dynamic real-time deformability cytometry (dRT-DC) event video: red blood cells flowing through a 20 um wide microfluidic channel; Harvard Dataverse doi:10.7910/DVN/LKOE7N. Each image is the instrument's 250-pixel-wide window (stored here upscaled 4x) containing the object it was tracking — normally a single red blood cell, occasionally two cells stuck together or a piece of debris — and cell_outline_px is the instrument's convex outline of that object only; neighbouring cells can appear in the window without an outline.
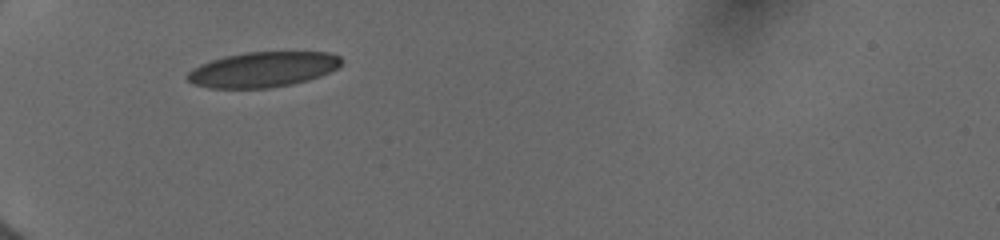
{"species": "human", "species_latin": "Homo sapiens", "temperature_condition": "cold", "stored_images_in_passage": 10, "camera_frame_rate_fps": 3000, "um_per_image_px": 0.085, "donor": {"sex": "female"}, "frame": {"image": 1, "passage_image": 1, "time_ms": 0.0, "image_size_px": [1000, 240], "cell_outline_px": [[344, 60], [336, 68], [320, 76], [308, 80], [292, 84], [268, 88], [208, 88], [192, 84], [184, 76], [192, 68], [200, 64], [224, 56], [244, 52], [328, 52], [340, 56]], "centroid_in_image_um": [22.31, 5.91], "position_along_channel_um": 62.7, "area_um2": 31.79}}
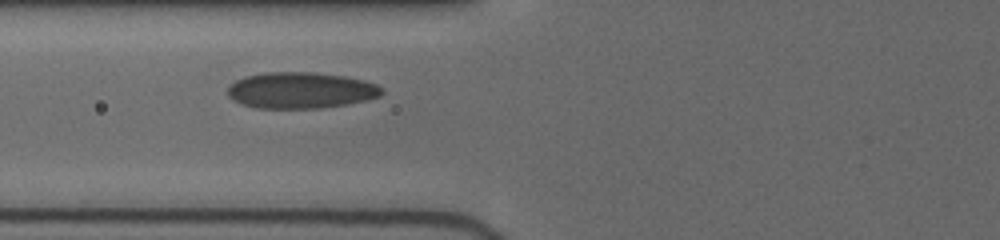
{"frame": {"image": 2, "passage_image": 9, "time_ms": 1.333, "image_size_px": [1000, 240], "cell_outline_px": [[384, 92], [380, 96], [364, 100], [344, 104], [316, 108], [256, 108], [232, 100], [228, 96], [228, 84], [244, 76], [264, 72], [312, 72], [344, 76], [364, 80], [376, 84]], "centroid_in_image_um": [25.51, 7.66], "position_along_channel_um": 100.3, "area_um2": 32.43}}